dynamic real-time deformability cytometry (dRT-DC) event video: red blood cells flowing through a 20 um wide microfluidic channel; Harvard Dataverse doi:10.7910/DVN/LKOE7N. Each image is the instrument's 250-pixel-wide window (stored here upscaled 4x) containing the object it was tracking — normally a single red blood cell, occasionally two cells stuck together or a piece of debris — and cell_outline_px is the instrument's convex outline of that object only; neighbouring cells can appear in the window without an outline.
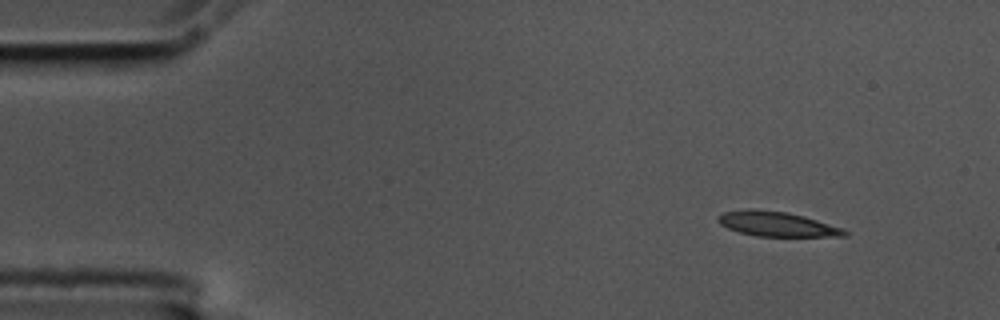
{"species": "common noctule bat (a hibernating species)", "species_latin": "Nyctalus noctula", "temperature_condition": "cold", "stored_images_in_passage": 53, "camera_frame_rate_fps": 3000, "um_per_image_px": 0.085, "animal": {"sex": "male", "body_mass_g": 17.5, "forearm_length_mm": 52.3}, "frame": {"image": 1, "passage_image": 1, "time_ms": 0.0, "image_size_px": [1000, 320], "cell_outline_px": [[848, 236], [756, 236], [740, 232], [728, 228], [720, 224], [720, 216], [724, 212], [752, 208], [788, 212], [804, 216], [844, 228], [848, 232]], "centroid_in_image_um": [66.09, 19.04], "position_along_channel_um": 18.9, "area_um2": 18.09}}
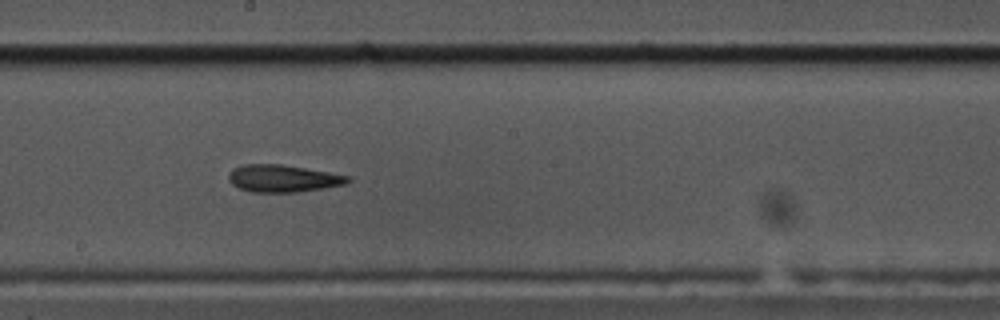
{"frame": {"image": 2, "passage_image": 26, "time_ms": 8.333, "image_size_px": [1000, 320], "cell_outline_px": [[352, 180], [344, 184], [324, 188], [296, 192], [252, 192], [240, 188], [232, 184], [228, 180], [228, 176], [236, 168], [244, 164], [280, 164], [328, 172], [348, 176]], "centroid_in_image_um": [24.05, 15.17], "position_along_channel_um": 224.1, "area_um2": 18.61}}
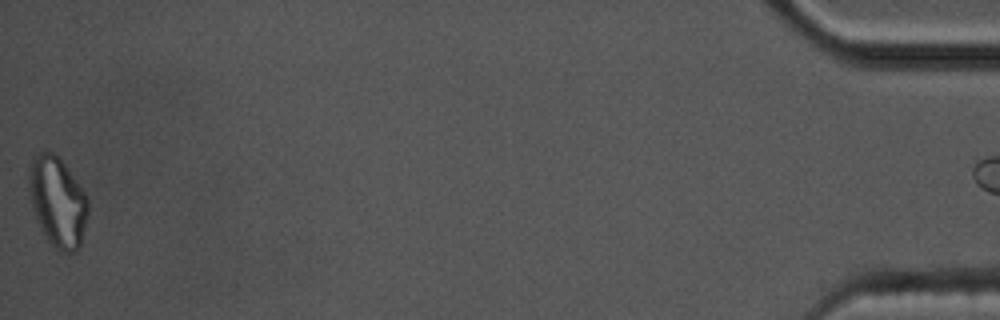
{"frame": {"image": 3, "passage_image": 52, "time_ms": 17.0, "image_size_px": [1000, 320], "cell_outline_px": [[88, 216], [80, 248], [72, 252], [64, 252], [56, 248], [48, 240], [36, 220], [28, 188], [28, 176], [32, 156], [40, 152], [52, 152], [64, 164], [88, 196]], "centroid_in_image_um": [4.9, 17.16], "position_along_channel_um": 430.3, "area_um2": 30.92}}